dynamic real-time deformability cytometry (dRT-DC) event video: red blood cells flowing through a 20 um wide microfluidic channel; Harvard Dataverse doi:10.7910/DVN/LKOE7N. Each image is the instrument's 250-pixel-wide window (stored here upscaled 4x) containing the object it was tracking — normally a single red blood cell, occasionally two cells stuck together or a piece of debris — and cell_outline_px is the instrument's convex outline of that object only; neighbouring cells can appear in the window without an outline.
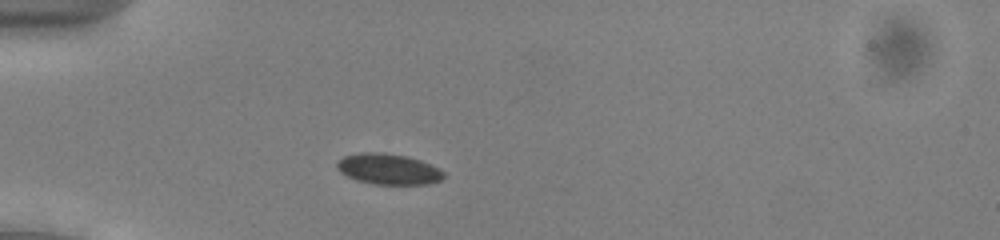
{"species": "common noctule bat (a hibernating species)", "species_latin": "Nyctalus noctula", "temperature_condition": "cold", "stored_images_in_passage": 45, "camera_frame_rate_fps": 3000, "um_per_image_px": 0.085, "animal": {"sex": "male", "body_mass_g": 13.0, "forearm_length_mm": 53.1}, "frame": {"image": 1, "passage_image": 8, "time_ms": 2.333, "image_size_px": [1000, 240], "cell_outline_px": [[444, 176], [440, 180], [428, 184], [372, 184], [356, 180], [340, 172], [336, 168], [336, 164], [344, 156], [360, 152], [384, 152], [408, 156], [420, 160], [444, 172]], "centroid_in_image_um": [32.98, 14.36], "position_along_channel_um": 52.0, "area_um2": 19.07}}
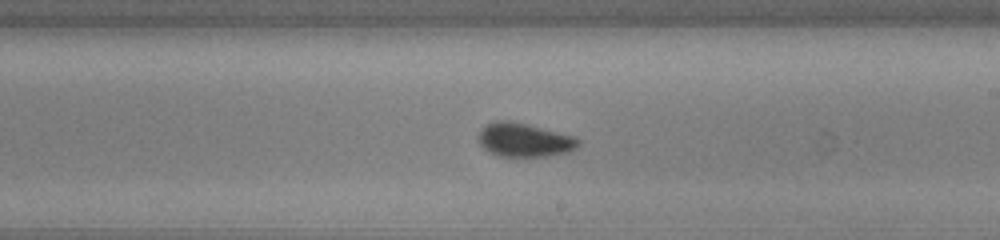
{"frame": {"image": 2, "passage_image": 24, "time_ms": 7.667, "image_size_px": [1000, 240], "cell_outline_px": [[580, 144], [576, 148], [568, 152], [544, 156], [496, 156], [488, 152], [480, 144], [480, 132], [488, 124], [496, 120], [508, 120], [528, 124], [576, 136], [580, 140]], "centroid_in_image_um": [44.61, 11.89], "position_along_channel_um": 244.4, "area_um2": 19.59}}
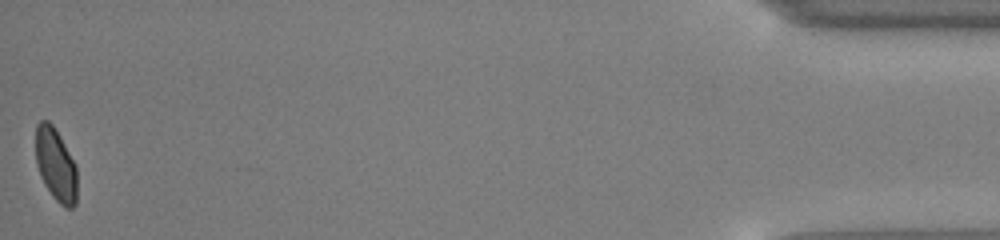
{"frame": {"image": 3, "passage_image": 45, "time_ms": 14.667, "image_size_px": [1000, 240], "cell_outline_px": [[76, 204], [72, 208], [64, 208], [52, 196], [44, 184], [40, 176], [36, 164], [36, 124], [40, 120], [48, 120], [52, 124], [60, 136], [76, 164]], "centroid_in_image_um": [4.73, 14.0], "position_along_channel_um": 430.5, "area_um2": 17.74}, "authors_computed_cell_mechanics": {"area_um2": 19.0162, "velocity_mm_per_s": 3.929, "shape_relaxation_time_tau1_ms": 1.9246, "shape_relaxation_time_tau2_ms": 1.6276, "deformation_change_tau1": 0.0627, "deformation_change_tau2": 0.0433}}